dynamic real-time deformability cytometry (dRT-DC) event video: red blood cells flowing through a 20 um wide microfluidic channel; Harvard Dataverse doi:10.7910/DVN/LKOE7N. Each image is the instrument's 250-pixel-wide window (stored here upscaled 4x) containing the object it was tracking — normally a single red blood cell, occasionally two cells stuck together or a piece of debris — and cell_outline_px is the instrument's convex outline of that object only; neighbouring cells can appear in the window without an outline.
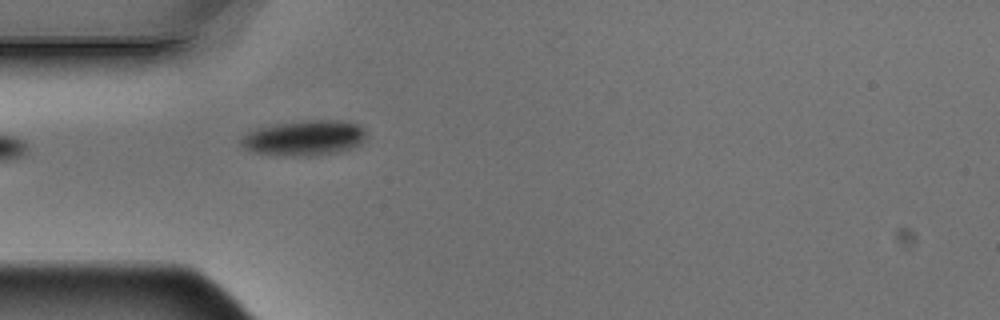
{"species": "Egyptian fruit bat (a non-hibernating species)", "species_latin": "Rousettus aegyptiacus", "temperature_condition": "warm", "stored_images_in_passage": 1, "camera_frame_rate_fps": 3000, "um_per_image_px": 0.085, "animal": {"sex": "male"}, "frame": {"image": 1, "passage_image": 1, "time_ms": 0.0, "image_size_px": [1000, 320], "cell_outline_px": [[364, 140], [360, 144], [352, 148], [340, 152], [308, 156], [284, 156], [252, 152], [244, 148], [240, 144], [240, 140], [248, 132], [256, 128], [276, 124], [308, 120], [344, 120], [356, 124], [364, 128]], "centroid_in_image_um": [25.85, 11.73], "position_along_channel_um": 59.1, "area_um2": 25.84}}